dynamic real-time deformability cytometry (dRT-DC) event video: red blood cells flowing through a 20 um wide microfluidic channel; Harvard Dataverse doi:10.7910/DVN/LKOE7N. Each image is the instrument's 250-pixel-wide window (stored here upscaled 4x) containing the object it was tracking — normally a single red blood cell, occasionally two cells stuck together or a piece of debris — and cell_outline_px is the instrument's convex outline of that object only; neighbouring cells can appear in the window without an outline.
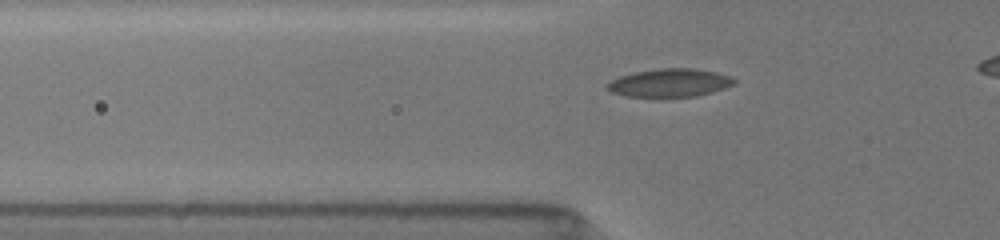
{"species": "common noctule bat (a hibernating species)", "species_latin": "Nyctalus noctula", "temperature_condition": "room temperature", "stored_images_in_passage": 48, "camera_frame_rate_fps": 3000, "um_per_image_px": 0.085, "animal": {"sex": "female", "body_mass_g": 19.5, "forearm_length_mm": 54.1}, "frame": {"image": 1, "passage_image": 16, "time_ms": 4.0, "image_size_px": [1000, 240], "cell_outline_px": [[736, 84], [712, 92], [696, 96], [628, 96], [612, 92], [604, 88], [604, 84], [620, 76], [636, 72], [660, 68], [696, 68], [716, 72], [728, 76], [736, 80]], "centroid_in_image_um": [56.92, 7.03], "position_along_channel_um": 68.9, "area_um2": 20.69}}
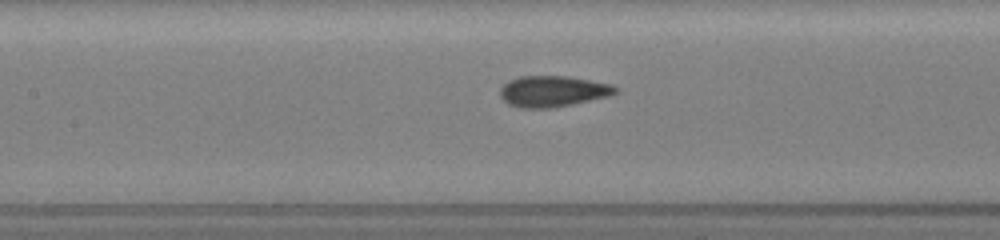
{"frame": {"image": 2, "passage_image": 29, "time_ms": 6.333, "image_size_px": [1000, 240], "cell_outline_px": [[620, 92], [612, 96], [556, 108], [520, 108], [508, 104], [500, 96], [500, 88], [508, 80], [520, 76], [568, 76], [612, 84], [620, 88]], "centroid_in_image_um": [47.05, 7.77], "position_along_channel_um": 160.3, "area_um2": 21.39}}
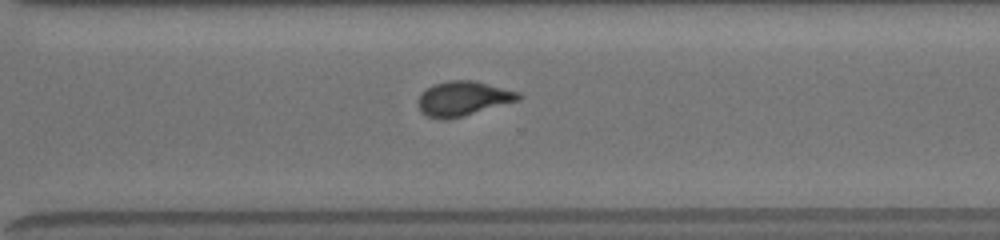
{"frame": {"image": 3, "passage_image": 47, "time_ms": 10.667, "image_size_px": [1000, 240], "cell_outline_px": [[524, 96], [520, 100], [464, 116], [428, 116], [420, 112], [416, 104], [416, 100], [420, 92], [432, 84], [448, 80], [472, 80], [520, 92]], "centroid_in_image_um": [39.36, 8.33], "position_along_channel_um": 331.2, "area_um2": 20.11}}